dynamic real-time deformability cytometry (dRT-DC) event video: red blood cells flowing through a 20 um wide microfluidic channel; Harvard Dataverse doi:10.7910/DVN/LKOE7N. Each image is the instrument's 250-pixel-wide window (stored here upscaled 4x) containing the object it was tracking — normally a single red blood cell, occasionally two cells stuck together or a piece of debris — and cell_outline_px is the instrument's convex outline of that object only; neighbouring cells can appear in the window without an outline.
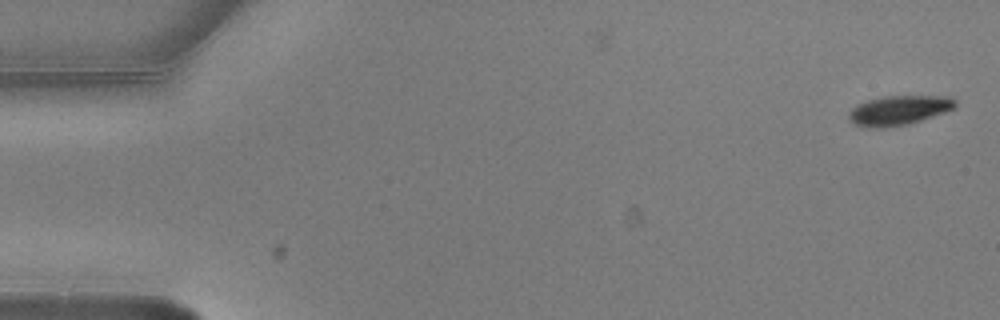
{"species": "common noctule bat (a hibernating species)", "species_latin": "Nyctalus noctula", "temperature_condition": "warm", "stored_images_in_passage": 7, "camera_frame_rate_fps": 3000, "um_per_image_px": 0.085, "animal": {"sex": "male", "body_mass_g": 20.5, "forearm_length_mm": 52.5}, "frame": {"image": 1, "passage_image": 1, "time_ms": 0.0, "image_size_px": [1000, 320], "cell_outline_px": [[956, 108], [908, 124], [884, 128], [872, 128], [856, 124], [848, 116], [848, 112], [852, 108], [868, 100], [884, 96], [948, 96], [956, 100]], "centroid_in_image_um": [76.43, 9.37], "position_along_channel_um": 8.6, "area_um2": 18.09}}
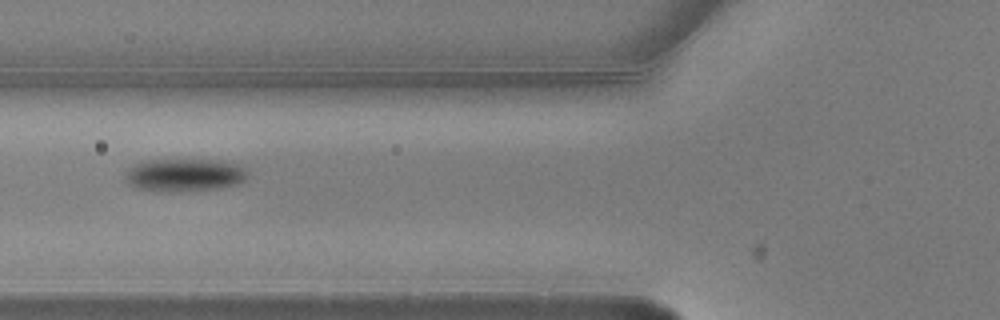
{"frame": {"image": 2, "passage_image": 6, "time_ms": 1.667, "image_size_px": [1000, 320], "cell_outline_px": [[248, 172], [244, 180], [240, 184], [216, 188], [180, 192], [168, 192], [140, 188], [132, 184], [128, 180], [128, 168], [132, 164], [144, 160], [224, 160], [236, 164], [244, 168]], "centroid_in_image_um": [15.74, 14.86], "position_along_channel_um": 110.1, "area_um2": 23.24}}
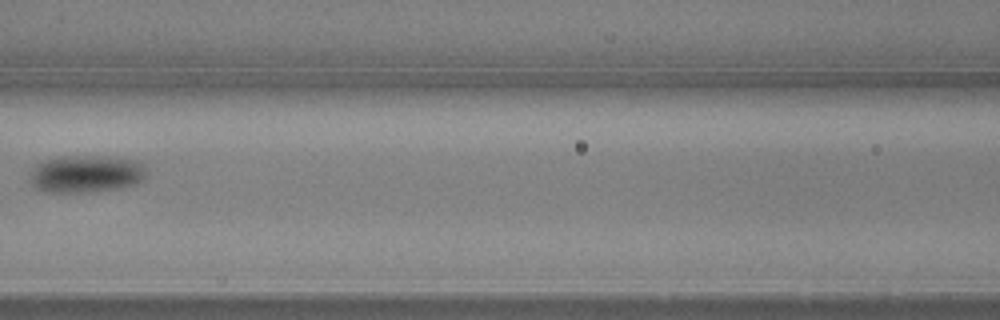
{"frame": {"image": 3, "passage_image": 7, "time_ms": 2.0, "image_size_px": [1000, 320], "cell_outline_px": [[144, 180], [136, 184], [120, 188], [92, 192], [44, 192], [36, 188], [28, 180], [28, 172], [36, 164], [44, 160], [60, 156], [112, 156], [136, 160], [144, 164]], "centroid_in_image_um": [7.27, 14.77], "position_along_channel_um": 159.3, "area_um2": 25.95}}